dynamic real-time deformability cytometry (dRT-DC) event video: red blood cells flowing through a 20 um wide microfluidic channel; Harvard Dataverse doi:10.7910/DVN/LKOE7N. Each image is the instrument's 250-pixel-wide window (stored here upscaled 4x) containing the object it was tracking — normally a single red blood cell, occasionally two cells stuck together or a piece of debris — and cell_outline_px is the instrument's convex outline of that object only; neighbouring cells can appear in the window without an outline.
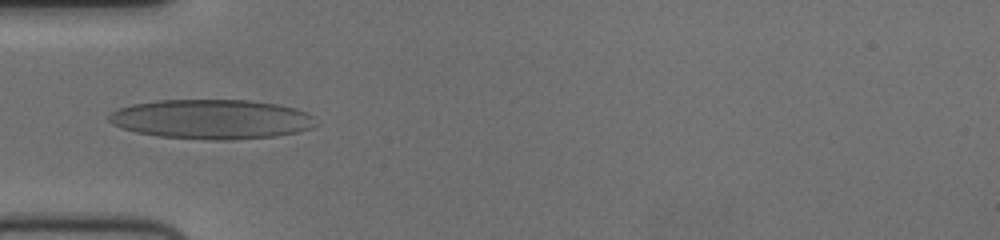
{"species": "human", "species_latin": "Homo sapiens", "temperature_condition": "cold", "stored_images_in_passage": 42, "camera_frame_rate_fps": 3000, "um_per_image_px": 0.085, "donor": {"sex": "female"}, "frame": {"image": 1, "passage_image": 4, "time_ms": 1.0, "image_size_px": [1000, 240], "cell_outline_px": [[312, 128], [300, 132], [276, 136], [228, 140], [204, 140], [160, 136], [136, 132], [112, 124], [108, 120], [108, 116], [116, 108], [132, 104], [156, 100], [248, 100], [276, 104], [292, 108], [304, 112], [312, 116]], "centroid_in_image_um": [17.93, 10.13], "position_along_channel_um": 67.1, "area_um2": 47.57}}
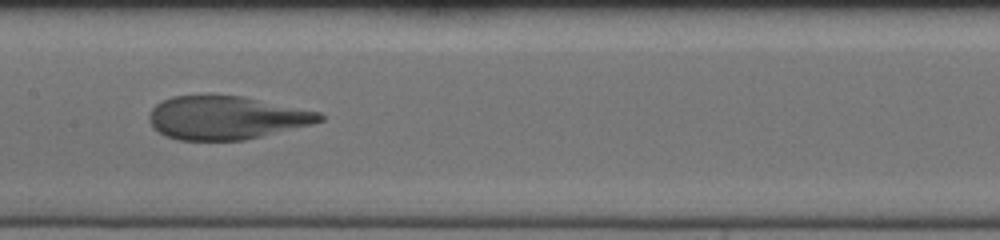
{"frame": {"image": 2, "passage_image": 14, "time_ms": 4.333, "image_size_px": [1000, 240], "cell_outline_px": [[324, 120], [312, 124], [244, 140], [180, 140], [164, 136], [152, 128], [148, 120], [148, 116], [152, 108], [156, 104], [172, 96], [208, 92], [244, 96], [320, 112], [324, 116]], "centroid_in_image_um": [19.17, 9.97], "position_along_channel_um": 188.2, "area_um2": 43.99}}
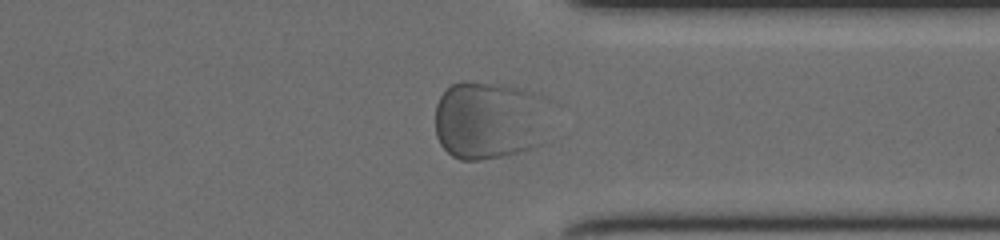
{"frame": {"image": 3, "passage_image": 29, "time_ms": 9.333, "image_size_px": [1000, 240], "cell_outline_px": [[552, 100], [540, 144], [532, 148], [520, 152], [480, 160], [460, 160], [452, 156], [440, 144], [436, 136], [436, 104], [440, 96], [452, 84], [460, 80], [468, 80], [508, 84], [544, 96]], "centroid_in_image_um": [41.61, 10.17], "position_along_channel_um": 369.8, "area_um2": 53.58}, "authors_computed_cell_mechanics": {"area_um2": 46.2978, "velocity_mm_per_s": 3.6692, "shape_relaxation_time_tau1_ms": 8.8574, "shape_relaxation_time_tau2_ms": null, "deformation_change_tau1": 0.3619, "deformation_change_tau2": null}}